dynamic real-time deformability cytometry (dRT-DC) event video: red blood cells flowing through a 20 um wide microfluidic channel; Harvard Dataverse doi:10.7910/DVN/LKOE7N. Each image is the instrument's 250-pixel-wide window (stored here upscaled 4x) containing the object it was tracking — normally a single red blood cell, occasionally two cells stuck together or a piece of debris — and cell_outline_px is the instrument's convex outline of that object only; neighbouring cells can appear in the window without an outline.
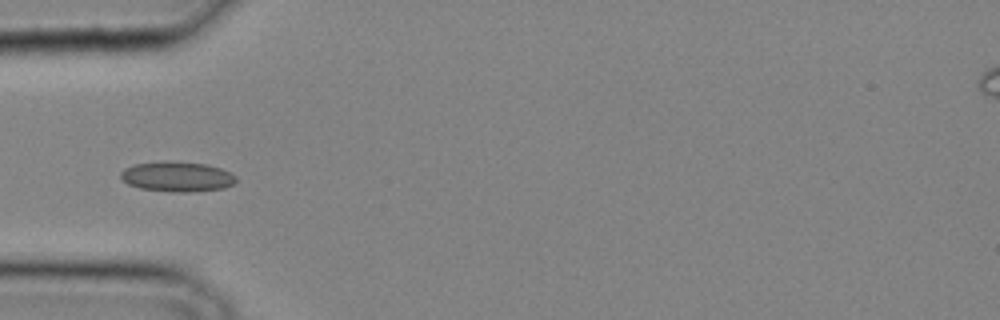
{"species": "common noctule bat (a hibernating species)", "species_latin": "Nyctalus noctula", "temperature_condition": "cold", "stored_images_in_passage": 24, "camera_frame_rate_fps": 3000, "um_per_image_px": 0.085, "animal": {"sex": "male", "body_mass_g": 20.4}, "frame": {"image": 1, "passage_image": 1, "time_ms": 0.0, "image_size_px": [1000, 320], "cell_outline_px": [[236, 184], [224, 188], [188, 192], [172, 192], [140, 188], [128, 184], [120, 176], [120, 172], [124, 168], [132, 164], [164, 160], [204, 164], [220, 168], [232, 172], [236, 176]], "centroid_in_image_um": [15.06, 15.0], "position_along_channel_um": 69.9, "area_um2": 20.46}}
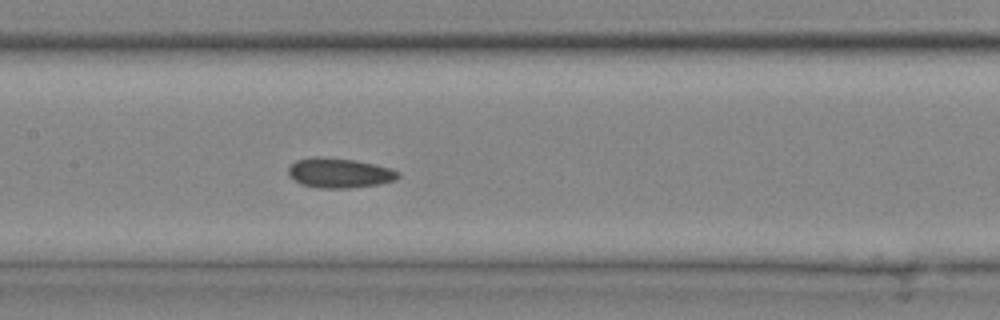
{"frame": {"image": 2, "passage_image": 7, "time_ms": 2.0, "image_size_px": [1000, 320], "cell_outline_px": [[400, 176], [396, 180], [376, 184], [348, 188], [320, 188], [300, 184], [288, 176], [288, 168], [296, 160], [316, 156], [356, 160], [376, 164], [392, 168], [400, 172]], "centroid_in_image_um": [28.85, 14.69], "position_along_channel_um": 178.6, "area_um2": 19.19}}
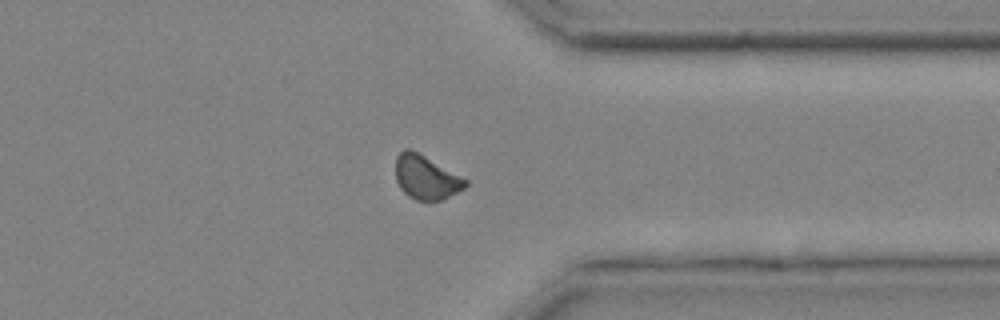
{"frame": {"image": 3, "passage_image": 18, "time_ms": 5.667, "image_size_px": [1000, 320], "cell_outline_px": [[468, 184], [464, 188], [440, 200], [416, 200], [408, 196], [400, 188], [396, 180], [396, 156], [404, 148], [408, 148], [424, 156], [468, 180]], "centroid_in_image_um": [36.18, 15.07], "position_along_channel_um": 375.2, "area_um2": 17.51}}